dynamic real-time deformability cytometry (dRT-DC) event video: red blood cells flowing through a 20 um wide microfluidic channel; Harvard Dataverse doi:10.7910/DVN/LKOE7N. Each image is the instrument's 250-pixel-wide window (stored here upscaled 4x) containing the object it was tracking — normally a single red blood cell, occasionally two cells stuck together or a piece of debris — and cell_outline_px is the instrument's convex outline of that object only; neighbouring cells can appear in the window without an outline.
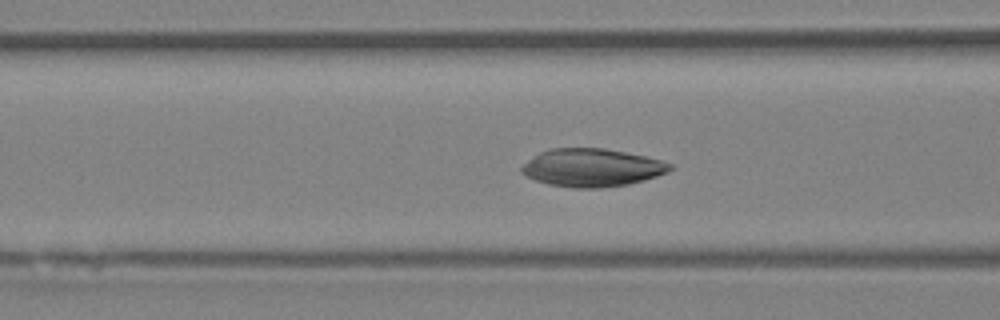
{"species": "Egyptian fruit bat (a non-hibernating species)", "species_latin": "Rousettus aegyptiacus", "temperature_condition": "room temperature", "stored_images_in_passage": 42, "camera_frame_rate_fps": 3000, "um_per_image_px": 0.085, "animal": {"sex": "female"}, "frame": {"image": 1, "passage_image": 20, "time_ms": 6.333, "image_size_px": [1000, 320], "cell_outline_px": [[676, 168], [668, 172], [644, 180], [628, 184], [600, 188], [572, 188], [548, 184], [536, 180], [520, 172], [520, 168], [528, 160], [540, 152], [552, 148], [604, 148], [644, 156], [660, 160], [672, 164]], "centroid_in_image_um": [50.33, 14.25], "position_along_channel_um": 116.3, "area_um2": 32.77}}
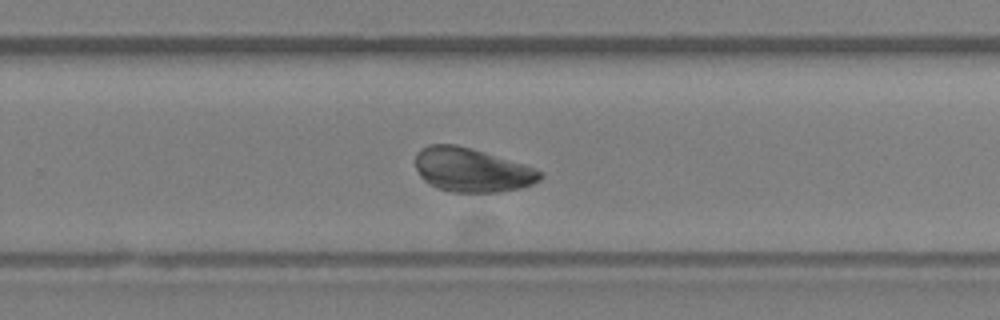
{"frame": {"image": 2, "passage_image": 33, "time_ms": 10.667, "image_size_px": [1000, 320], "cell_outline_px": [[544, 176], [540, 180], [532, 184], [520, 188], [500, 192], [452, 192], [436, 188], [428, 184], [420, 176], [416, 168], [416, 152], [420, 148], [428, 144], [456, 144], [472, 148], [524, 164], [544, 172]], "centroid_in_image_um": [40.1, 14.44], "position_along_channel_um": 289.7, "area_um2": 32.25}}
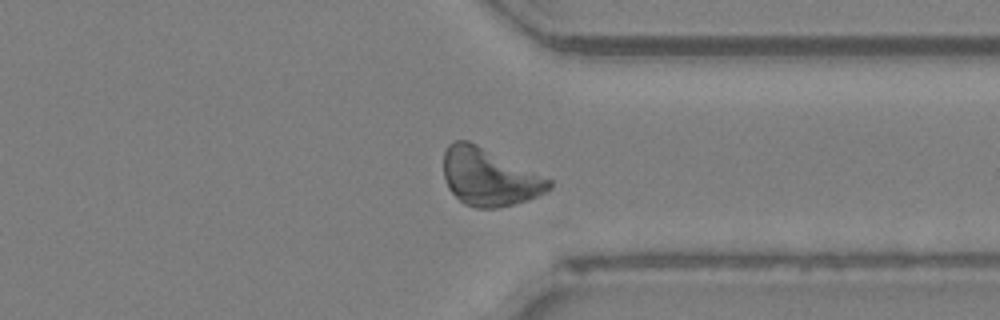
{"frame": {"image": 3, "passage_image": 39, "time_ms": 12.667, "image_size_px": [1000, 320], "cell_outline_px": [[552, 188], [528, 200], [496, 208], [476, 208], [464, 204], [448, 188], [444, 176], [444, 152], [448, 144], [456, 140], [468, 140], [552, 180]], "centroid_in_image_um": [41.56, 15.06], "position_along_channel_um": 369.8, "area_um2": 34.91}}